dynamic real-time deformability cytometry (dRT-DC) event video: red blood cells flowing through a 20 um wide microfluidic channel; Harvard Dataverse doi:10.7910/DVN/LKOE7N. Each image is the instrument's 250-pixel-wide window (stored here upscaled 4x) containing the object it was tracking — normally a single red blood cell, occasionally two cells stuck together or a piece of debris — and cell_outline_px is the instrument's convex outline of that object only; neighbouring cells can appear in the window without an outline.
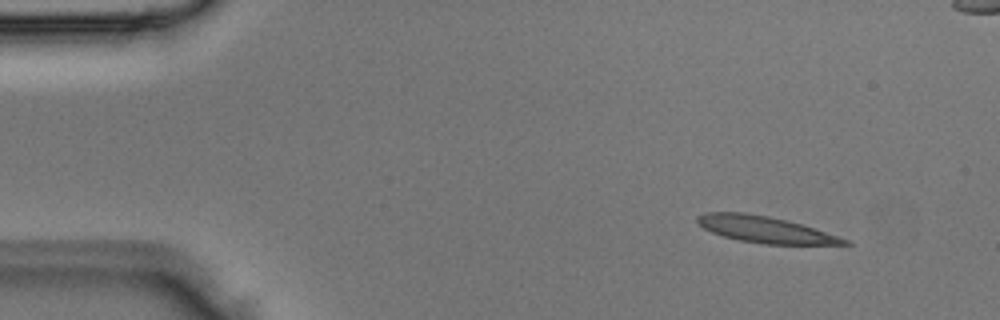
{"species": "Egyptian fruit bat (a non-hibernating species)", "species_latin": "Rousettus aegyptiacus", "temperature_condition": "room temperature", "stored_images_in_passage": 4, "camera_frame_rate_fps": 3000, "um_per_image_px": 0.085, "animal": {"sex": "male"}, "frame": {"image": 1, "passage_image": 1, "time_ms": 0.0, "image_size_px": [1000, 320], "cell_outline_px": [[852, 244], [764, 244], [740, 240], [724, 236], [712, 232], [704, 228], [696, 220], [696, 216], [708, 212], [744, 212], [768, 216], [800, 224], [848, 240]], "centroid_in_image_um": [64.97, 19.5], "position_along_channel_um": 20.0, "area_um2": 22.02}}
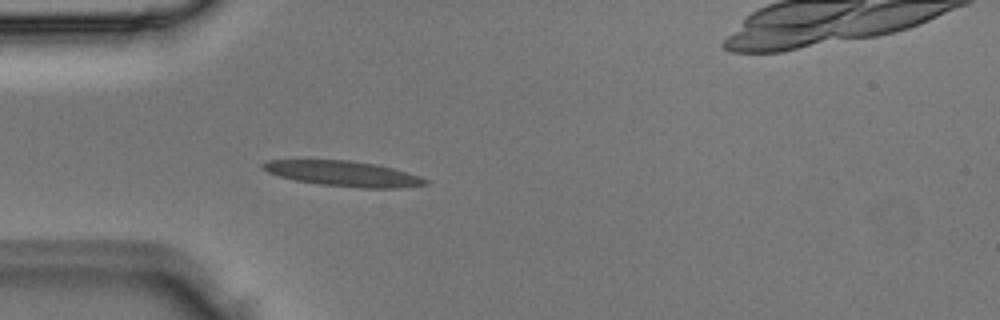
{"frame": {"image": 2, "passage_image": 3, "time_ms": 0.667, "image_size_px": [1000, 320], "cell_outline_px": [[432, 180], [428, 184], [396, 188], [364, 188], [320, 184], [296, 180], [280, 176], [268, 172], [260, 168], [260, 164], [268, 160], [348, 160], [380, 164], [420, 176]], "centroid_in_image_um": [29.22, 14.75], "position_along_channel_um": 55.8, "area_um2": 24.04}}